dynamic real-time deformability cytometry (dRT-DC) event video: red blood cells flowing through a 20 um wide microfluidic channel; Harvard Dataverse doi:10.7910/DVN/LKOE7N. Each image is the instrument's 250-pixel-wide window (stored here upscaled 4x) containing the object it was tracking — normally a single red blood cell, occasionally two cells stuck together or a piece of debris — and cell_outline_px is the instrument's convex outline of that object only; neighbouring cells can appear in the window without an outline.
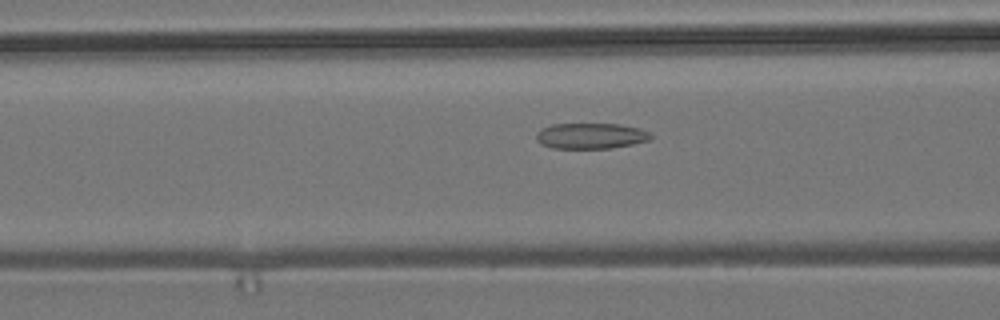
{"species": "common noctule bat (a hibernating species)", "species_latin": "Nyctalus noctula", "temperature_condition": "room temperature", "stored_images_in_passage": 53, "camera_frame_rate_fps": 3000, "um_per_image_px": 0.085, "animal": {"sex": "male", "body_mass_g": 19.2, "forearm_length_mm": 51.8}, "frame": {"image": 1, "passage_image": 22, "time_ms": 7.0, "image_size_px": [1000, 320], "cell_outline_px": [[652, 136], [648, 140], [632, 144], [612, 148], [552, 148], [540, 144], [536, 140], [536, 132], [552, 124], [620, 124], [640, 128], [648, 132]], "centroid_in_image_um": [50.19, 11.55], "position_along_channel_um": 116.4, "area_um2": 17.11}}
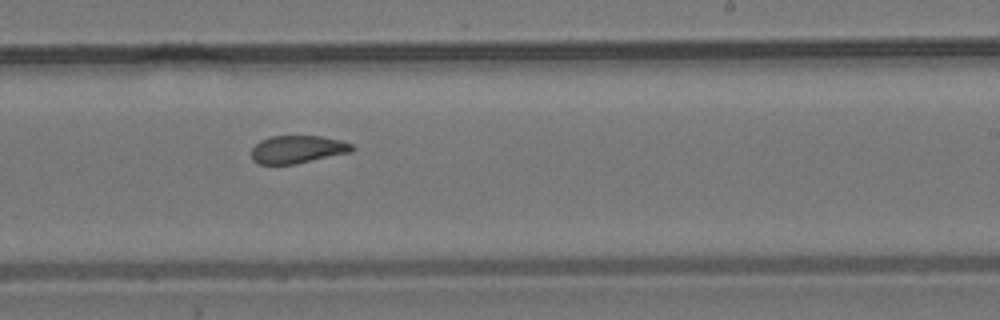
{"frame": {"image": 2, "passage_image": 34, "time_ms": 11.0, "image_size_px": [1000, 320], "cell_outline_px": [[356, 148], [352, 152], [296, 164], [260, 164], [252, 160], [252, 148], [260, 140], [272, 136], [320, 136], [340, 140], [352, 144]], "centroid_in_image_um": [25.31, 12.7], "position_along_channel_um": 263.7, "area_um2": 16.36}}
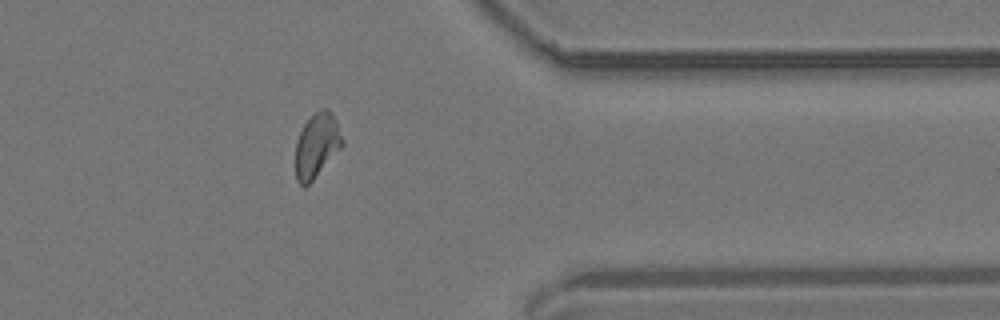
{"frame": {"image": 3, "passage_image": 45, "time_ms": 14.667, "image_size_px": [1000, 320], "cell_outline_px": [[344, 144], [312, 180], [304, 188], [296, 180], [296, 144], [300, 132], [304, 124], [316, 112], [324, 108], [328, 108], [332, 112], [344, 140]], "centroid_in_image_um": [26.93, 12.35], "position_along_channel_um": 384.5, "area_um2": 17.22}}